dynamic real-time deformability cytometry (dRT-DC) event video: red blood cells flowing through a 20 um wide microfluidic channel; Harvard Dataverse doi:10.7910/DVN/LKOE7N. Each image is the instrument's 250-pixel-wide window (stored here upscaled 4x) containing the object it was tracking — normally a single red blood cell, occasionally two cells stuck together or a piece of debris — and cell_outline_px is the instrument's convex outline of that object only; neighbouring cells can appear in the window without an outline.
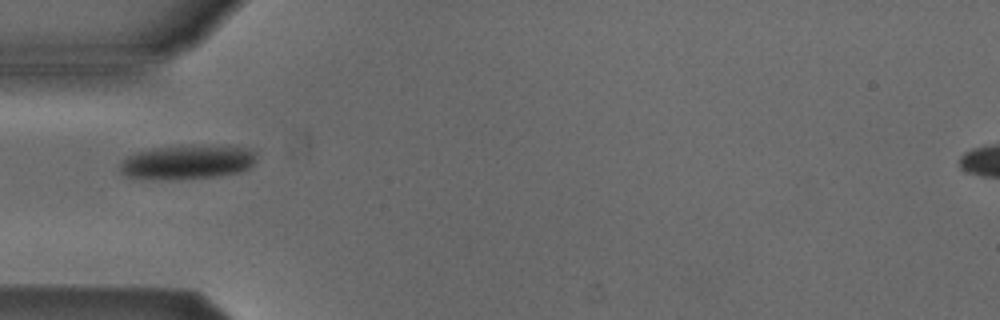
{"species": "Egyptian fruit bat (a non-hibernating species)", "species_latin": "Rousettus aegyptiacus", "temperature_condition": "cold", "stored_images_in_passage": 20, "camera_frame_rate_fps": 3000, "um_per_image_px": 0.085, "animal": {"sex": "male"}, "frame": {"image": 1, "passage_image": 1, "time_ms": 0.0, "image_size_px": [1000, 320], "cell_outline_px": [[256, 160], [248, 168], [240, 172], [220, 176], [128, 176], [120, 172], [120, 160], [136, 152], [152, 148], [180, 144], [236, 144], [248, 148], [256, 152]], "centroid_in_image_um": [16.06, 13.66], "position_along_channel_um": 68.9, "area_um2": 26.99}}